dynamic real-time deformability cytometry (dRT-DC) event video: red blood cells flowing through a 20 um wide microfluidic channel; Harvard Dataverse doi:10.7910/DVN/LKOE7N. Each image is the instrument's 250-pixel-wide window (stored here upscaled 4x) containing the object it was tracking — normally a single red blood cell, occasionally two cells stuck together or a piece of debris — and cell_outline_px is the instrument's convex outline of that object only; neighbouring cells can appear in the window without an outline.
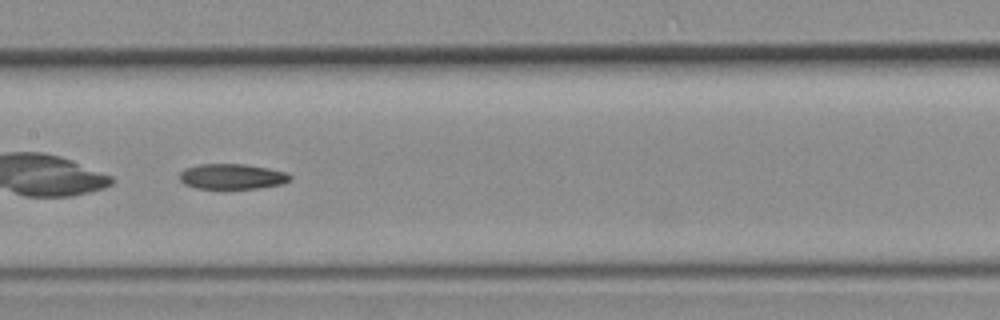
{"species": "common noctule bat (a hibernating species)", "species_latin": "Nyctalus noctula", "temperature_condition": "room temperature", "stored_images_in_passage": 23, "camera_frame_rate_fps": 3000, "um_per_image_px": 0.085, "animal": {"sex": "female", "body_mass_g": 19.3, "forearm_length_mm": 54.1}, "frame": {"image": 1, "passage_image": 10, "time_ms": 3.0, "image_size_px": [1000, 320], "cell_outline_px": [[292, 180], [280, 184], [260, 188], [196, 188], [184, 184], [180, 180], [180, 172], [184, 168], [200, 164], [244, 164], [268, 168], [288, 172], [292, 176]], "centroid_in_image_um": [19.75, 14.99], "position_along_channel_um": 187.7, "area_um2": 16.36}}
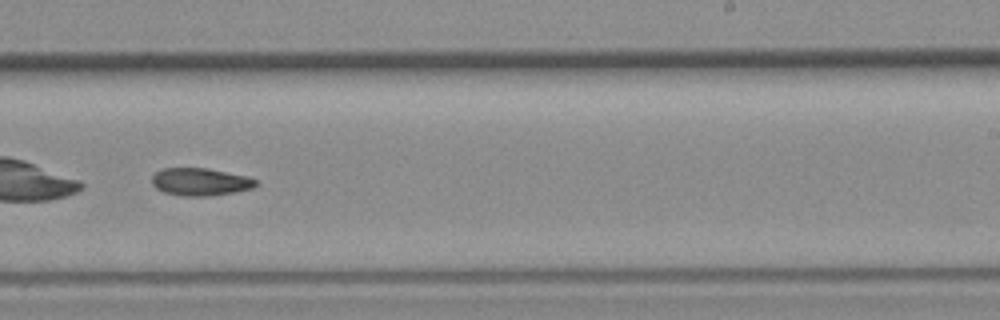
{"frame": {"image": 2, "passage_image": 15, "time_ms": 4.667, "image_size_px": [1000, 320], "cell_outline_px": [[256, 184], [252, 188], [232, 192], [208, 196], [184, 196], [164, 192], [156, 188], [152, 184], [152, 176], [156, 172], [164, 168], [208, 168], [248, 176], [256, 180]], "centroid_in_image_um": [17.01, 15.45], "position_along_channel_um": 272.0, "area_um2": 16.59}}